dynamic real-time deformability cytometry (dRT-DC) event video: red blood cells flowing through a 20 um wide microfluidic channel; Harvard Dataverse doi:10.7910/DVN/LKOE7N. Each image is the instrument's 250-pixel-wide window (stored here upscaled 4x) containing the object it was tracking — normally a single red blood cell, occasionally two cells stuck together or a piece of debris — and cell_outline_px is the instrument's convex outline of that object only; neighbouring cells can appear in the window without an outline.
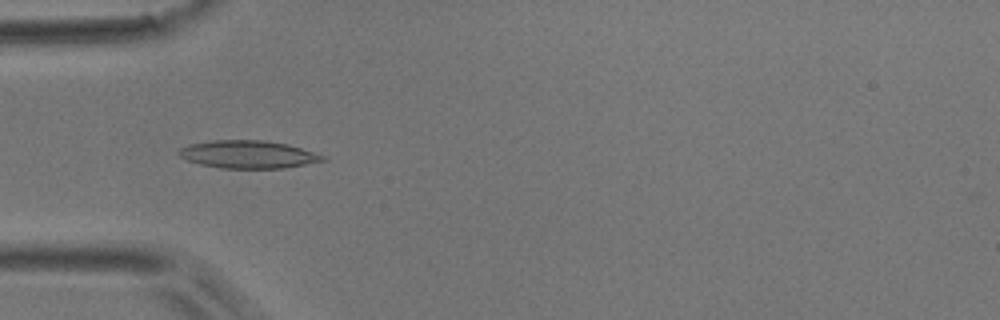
{"species": "common noctule bat (a hibernating species)", "species_latin": "Nyctalus noctula", "temperature_condition": "room temperature", "stored_images_in_passage": 37, "camera_frame_rate_fps": 3000, "um_per_image_px": 0.085, "animal": {"sex": "male", "body_mass_g": 17.9}, "frame": {"image": 1, "passage_image": 6, "time_ms": 1.667, "image_size_px": [1000, 320], "cell_outline_px": [[328, 160], [284, 168], [220, 168], [200, 164], [188, 160], [180, 156], [176, 152], [180, 148], [188, 144], [212, 140], [264, 140], [288, 144], [328, 156]], "centroid_in_image_um": [21.12, 13.12], "position_along_channel_um": 63.9, "area_um2": 23.47}}
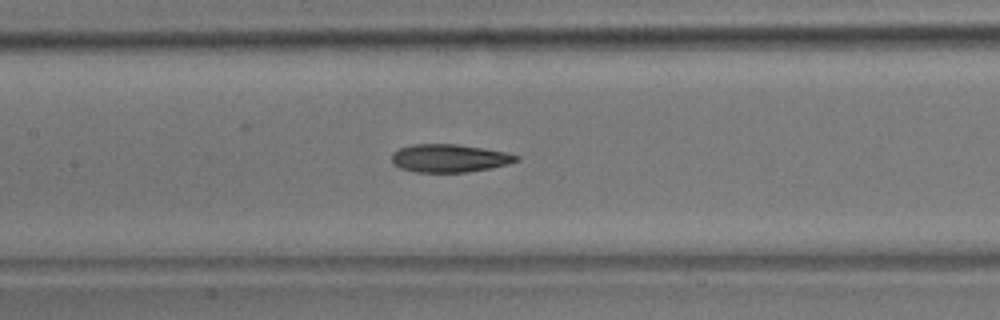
{"frame": {"image": 2, "passage_image": 14, "time_ms": 4.333, "image_size_px": [1000, 320], "cell_outline_px": [[520, 160], [508, 164], [492, 168], [468, 172], [416, 172], [400, 168], [392, 164], [392, 152], [400, 148], [412, 144], [456, 144], [504, 152], [520, 156]], "centroid_in_image_um": [38.18, 13.45], "position_along_channel_um": 169.2, "area_um2": 20.35}}
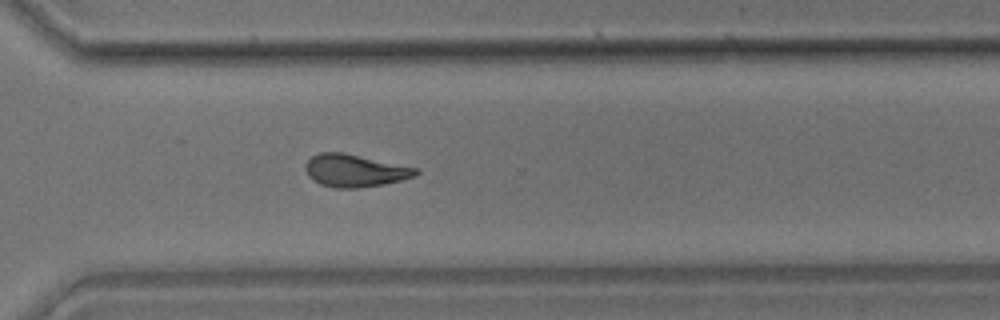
{"frame": {"image": 3, "passage_image": 27, "time_ms": 8.667, "image_size_px": [1000, 320], "cell_outline_px": [[420, 172], [416, 176], [384, 184], [356, 188], [336, 188], [320, 184], [312, 180], [308, 176], [304, 168], [304, 164], [312, 156], [320, 152], [344, 152], [420, 168]], "centroid_in_image_um": [30.17, 14.49], "position_along_channel_um": 340.4, "area_um2": 21.21}, "authors_computed_cell_mechanics": {"area_um2": 20.519, "velocity_mm_per_s": 3.9626, "shape_relaxation_time_tau1_ms": null, "shape_relaxation_time_tau2_ms": 3.9365, "deformation_change_tau1": null, "deformation_change_tau2": 0.1186}}